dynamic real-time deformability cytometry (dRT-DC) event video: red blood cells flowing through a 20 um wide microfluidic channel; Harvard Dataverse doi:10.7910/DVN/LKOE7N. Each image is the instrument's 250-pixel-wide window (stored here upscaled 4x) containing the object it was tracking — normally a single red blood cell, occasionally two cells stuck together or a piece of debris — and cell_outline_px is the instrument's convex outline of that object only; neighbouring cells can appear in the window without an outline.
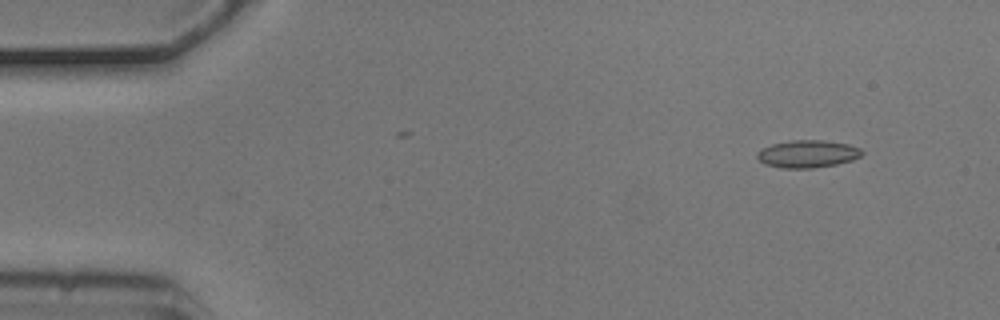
{"species": "common noctule bat (a hibernating species)", "species_latin": "Nyctalus noctula", "temperature_condition": "cold", "stored_images_in_passage": 4, "camera_frame_rate_fps": 3000, "um_per_image_px": 0.085, "animal": {"sex": "male", "body_mass_g": 20.5, "forearm_length_mm": 52.5}, "frame": {"image": 1, "passage_image": 1, "time_ms": 0.0, "image_size_px": [1000, 320], "cell_outline_px": [[864, 152], [860, 156], [852, 160], [836, 164], [812, 168], [784, 168], [764, 164], [756, 156], [756, 152], [760, 148], [772, 144], [792, 140], [824, 140], [848, 144], [860, 148]], "centroid_in_image_um": [68.62, 13.07], "position_along_channel_um": 16.4, "area_um2": 16.82}}
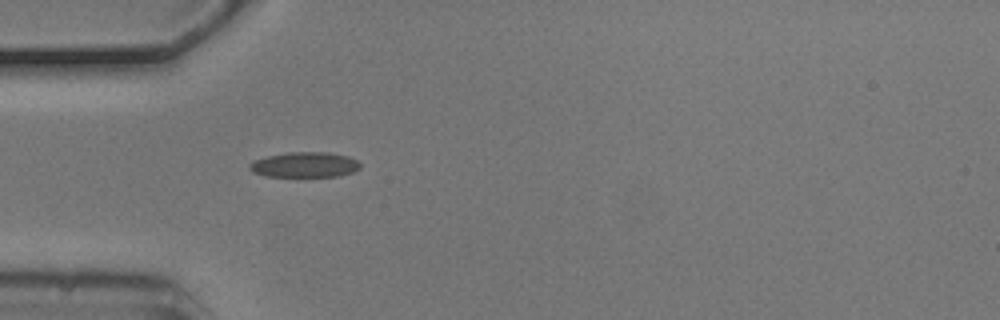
{"frame": {"image": 2, "passage_image": 4, "time_ms": 1.0, "image_size_px": [1000, 320], "cell_outline_px": [[360, 168], [352, 172], [340, 176], [264, 176], [252, 172], [248, 168], [248, 164], [252, 160], [268, 156], [288, 152], [324, 152], [348, 156], [356, 160], [360, 164]], "centroid_in_image_um": [25.85, 14.0], "position_along_channel_um": 59.1, "area_um2": 16.3}}